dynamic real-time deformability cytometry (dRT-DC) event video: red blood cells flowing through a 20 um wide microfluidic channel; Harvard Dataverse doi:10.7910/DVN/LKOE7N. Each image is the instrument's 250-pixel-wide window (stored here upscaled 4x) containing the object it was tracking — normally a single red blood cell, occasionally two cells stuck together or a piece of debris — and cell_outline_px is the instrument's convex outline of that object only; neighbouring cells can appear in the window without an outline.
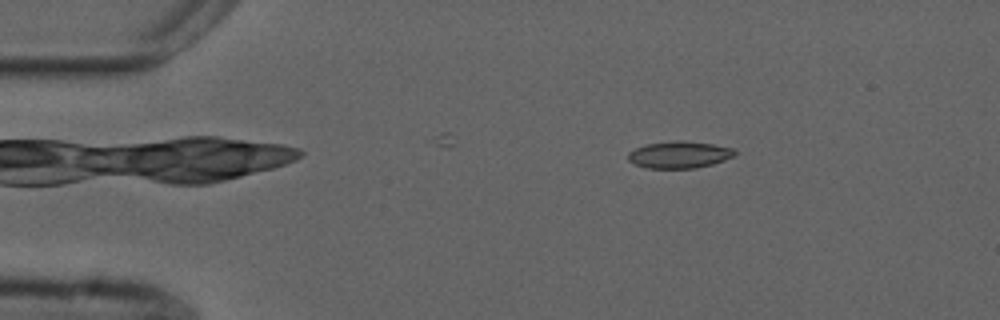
{"species": "common noctule bat (a hibernating species)", "species_latin": "Nyctalus noctula", "temperature_condition": "cold", "stored_images_in_passage": 7, "camera_frame_rate_fps": 3000, "um_per_image_px": 0.085, "animal": {"sex": "male", "forearm_length_mm": 52.5}, "frame": {"image": 1, "passage_image": 1, "time_ms": 0.0, "image_size_px": [1000, 320], "cell_outline_px": [[736, 156], [712, 164], [696, 168], [644, 168], [628, 160], [628, 152], [644, 144], [676, 140], [680, 140], [712, 144], [736, 148]], "centroid_in_image_um": [57.76, 13.14], "position_along_channel_um": 27.2, "area_um2": 16.88}}